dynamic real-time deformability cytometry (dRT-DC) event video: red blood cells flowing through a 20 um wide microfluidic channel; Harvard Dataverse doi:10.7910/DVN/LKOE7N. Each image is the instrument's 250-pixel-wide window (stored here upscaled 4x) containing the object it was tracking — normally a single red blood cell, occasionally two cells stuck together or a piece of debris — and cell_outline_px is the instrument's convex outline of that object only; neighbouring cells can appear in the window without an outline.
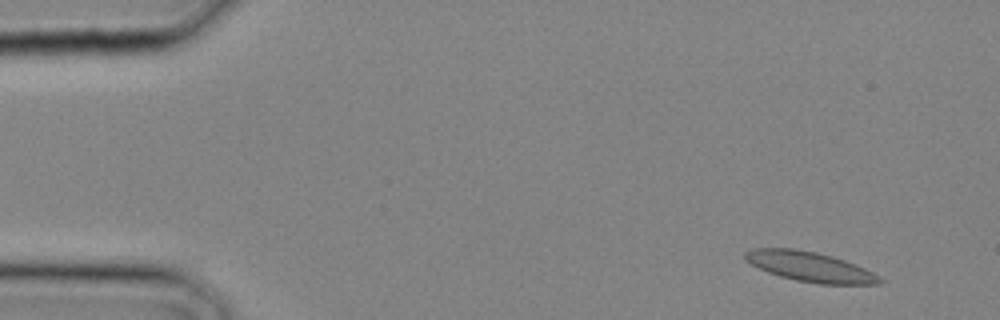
{"species": "common noctule bat (a hibernating species)", "species_latin": "Nyctalus noctula", "temperature_condition": "cold", "stored_images_in_passage": 19, "camera_frame_rate_fps": 3000, "um_per_image_px": 0.085, "animal": {"sex": "male", "body_mass_g": 20.4}, "frame": {"image": 1, "passage_image": 3, "time_ms": 0.667, "image_size_px": [1000, 320], "cell_outline_px": [[884, 280], [880, 284], [820, 284], [796, 280], [780, 276], [768, 272], [744, 260], [744, 252], [752, 248], [792, 248], [816, 252], [832, 256], [844, 260], [864, 268], [880, 276]], "centroid_in_image_um": [68.84, 22.67], "position_along_channel_um": 16.2, "area_um2": 23.35}}
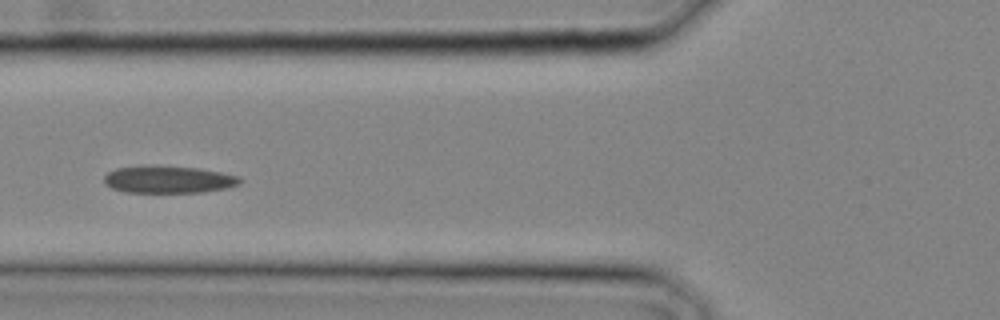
{"frame": {"image": 2, "passage_image": 12, "time_ms": 3.667, "image_size_px": [1000, 320], "cell_outline_px": [[240, 184], [224, 188], [200, 192], [124, 192], [112, 188], [104, 184], [104, 176], [108, 172], [116, 168], [200, 168], [240, 176]], "centroid_in_image_um": [14.33, 15.29], "position_along_channel_um": 111.5, "area_um2": 20.58}}
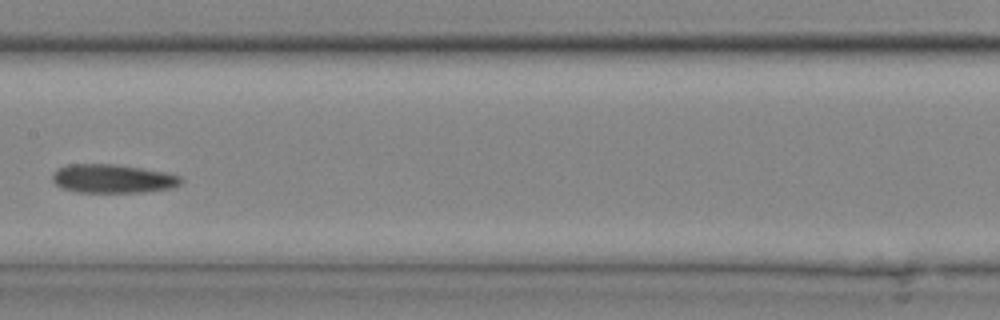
{"frame": {"image": 3, "passage_image": 16, "time_ms": 5.0, "image_size_px": [1000, 320], "cell_outline_px": [[184, 180], [180, 184], [172, 188], [144, 192], [76, 192], [64, 188], [56, 184], [52, 180], [52, 172], [56, 168], [68, 164], [116, 164], [164, 172], [180, 176]], "centroid_in_image_um": [9.56, 15.18], "position_along_channel_um": 197.8, "area_um2": 21.56}}